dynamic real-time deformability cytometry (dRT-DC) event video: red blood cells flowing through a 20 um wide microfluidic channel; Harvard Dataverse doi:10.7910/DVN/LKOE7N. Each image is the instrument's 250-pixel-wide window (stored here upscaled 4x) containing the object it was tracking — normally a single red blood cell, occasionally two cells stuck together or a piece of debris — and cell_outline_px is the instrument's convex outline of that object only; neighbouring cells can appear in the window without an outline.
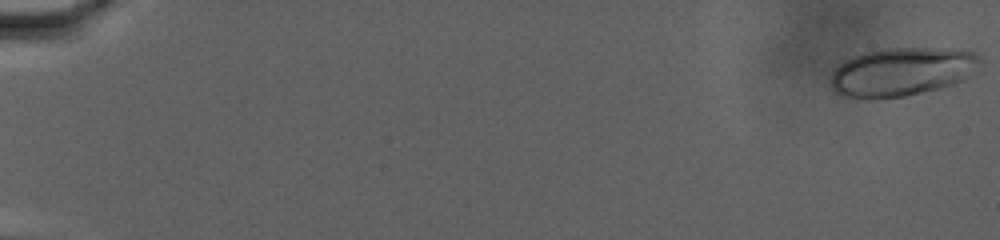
{"species": "human", "species_latin": "Homo sapiens", "temperature_condition": "warm", "stored_images_in_passage": 76, "camera_frame_rate_fps": 3000, "um_per_image_px": 0.085, "donor": {"sex": "male"}, "frame": {"image": 1, "passage_image": 1, "time_ms": 0.0, "image_size_px": [1000, 240], "cell_outline_px": [[980, 60], [968, 76], [964, 80], [940, 88], [904, 96], [840, 96], [832, 88], [828, 80], [832, 72], [840, 64], [864, 52], [884, 48], [932, 48], [972, 52], [980, 56]], "centroid_in_image_um": [76.63, 6.08], "position_along_channel_um": 8.4, "area_um2": 41.15}}
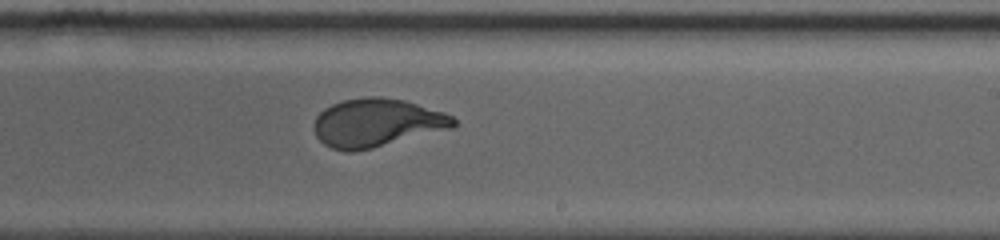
{"frame": {"image": 2, "passage_image": 49, "time_ms": 16.0, "image_size_px": [1000, 240], "cell_outline_px": [[456, 128], [372, 148], [352, 152], [344, 152], [332, 148], [324, 144], [316, 136], [312, 128], [312, 124], [316, 116], [324, 108], [332, 104], [344, 100], [368, 96], [380, 96], [404, 100], [444, 112], [452, 116], [456, 120]], "centroid_in_image_um": [32.02, 10.44], "position_along_channel_um": 257.0, "area_um2": 39.71}}
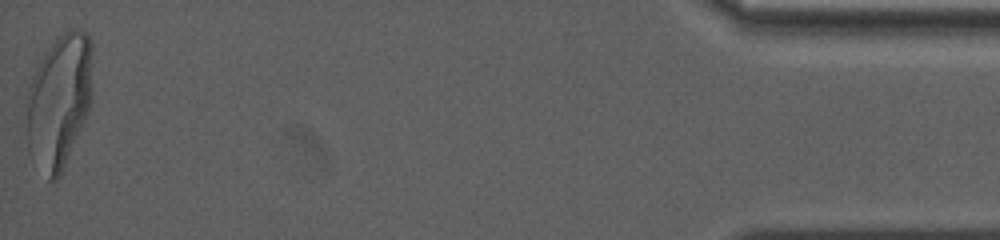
{"frame": {"image": 3, "passage_image": 76, "time_ms": 25.0, "image_size_px": [1000, 240], "cell_outline_px": [[92, 48], [88, 112], [60, 176], [56, 180], [48, 180], [28, 152], [24, 96], [28, 84], [40, 60], [56, 36], [68, 28], [80, 28], [88, 36], [92, 44]], "centroid_in_image_um": [4.96, 8.56], "position_along_channel_um": 430.2, "area_um2": 51.96}, "authors_computed_cell_mechanics": {"area_um2": 39.4774, "velocity_mm_per_s": 2.8357, "shape_relaxation_time_tau1_ms": 5.5608, "shape_relaxation_time_tau2_ms": null, "deformation_change_tau1": 0.2262, "deformation_change_tau2": null}}